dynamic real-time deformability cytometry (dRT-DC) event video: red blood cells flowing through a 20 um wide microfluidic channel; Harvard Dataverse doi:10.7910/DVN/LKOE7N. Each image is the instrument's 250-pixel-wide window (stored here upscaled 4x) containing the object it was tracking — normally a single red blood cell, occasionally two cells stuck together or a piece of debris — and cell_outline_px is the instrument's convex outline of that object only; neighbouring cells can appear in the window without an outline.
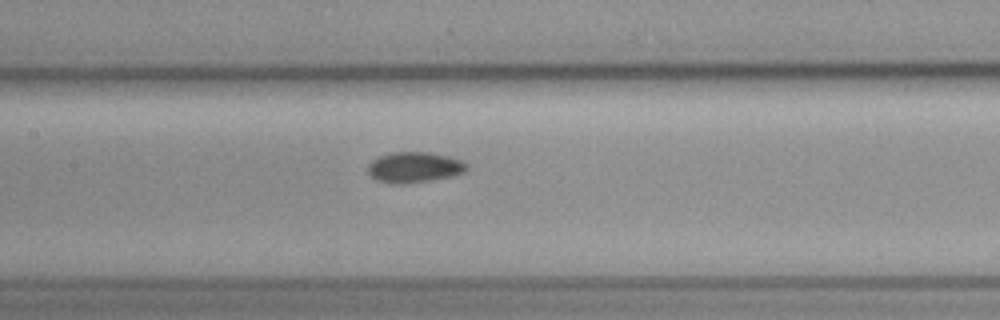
{"species": "common noctule bat (a hibernating species)", "species_latin": "Nyctalus noctula", "temperature_condition": "cold", "stored_images_in_passage": 18, "camera_frame_rate_fps": 3000, "um_per_image_px": 0.085, "animal": {"sex": "female", "body_mass_g": 19.3, "forearm_length_mm": 54.1}, "frame": {"image": 1, "passage_image": 13, "time_ms": 4.0, "image_size_px": [1000, 320], "cell_outline_px": [[468, 168], [464, 172], [448, 176], [428, 180], [400, 184], [396, 184], [376, 180], [368, 172], [368, 164], [372, 160], [380, 156], [392, 152], [428, 152], [448, 156], [464, 160], [468, 164]], "centroid_in_image_um": [35.22, 14.2], "position_along_channel_um": 172.2, "area_um2": 17.46}}